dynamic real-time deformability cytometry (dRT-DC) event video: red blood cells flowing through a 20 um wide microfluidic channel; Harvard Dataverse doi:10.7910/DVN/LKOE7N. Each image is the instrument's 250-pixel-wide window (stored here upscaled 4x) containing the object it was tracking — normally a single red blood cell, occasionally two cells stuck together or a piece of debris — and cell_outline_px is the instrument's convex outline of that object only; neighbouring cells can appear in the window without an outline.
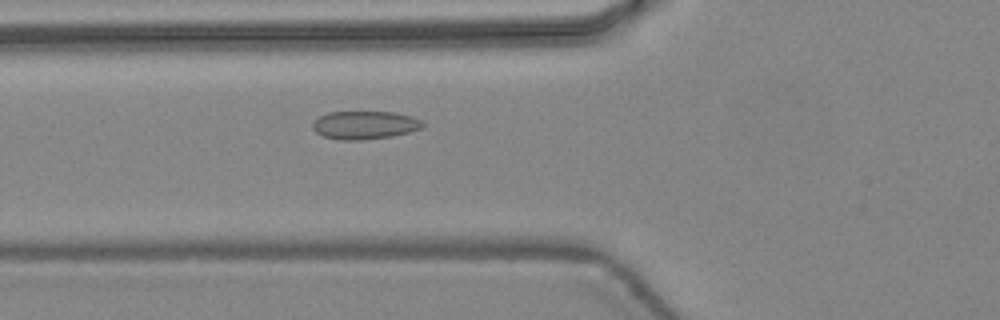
{"species": "common noctule bat (a hibernating species)", "species_latin": "Nyctalus noctula", "temperature_condition": "warm", "stored_images_in_passage": 43, "camera_frame_rate_fps": 3000, "um_per_image_px": 0.085, "animal": {"sex": "female", "body_mass_g": 24.6, "forearm_length_mm": 56.2}, "frame": {"image": 1, "passage_image": 14, "time_ms": 4.333, "image_size_px": [1000, 320], "cell_outline_px": [[424, 124], [420, 128], [408, 132], [392, 136], [360, 140], [340, 140], [324, 136], [316, 132], [312, 128], [312, 124], [320, 116], [328, 112], [396, 112], [412, 116], [420, 120]], "centroid_in_image_um": [30.99, 10.62], "position_along_channel_um": 94.8, "area_um2": 17.92}}
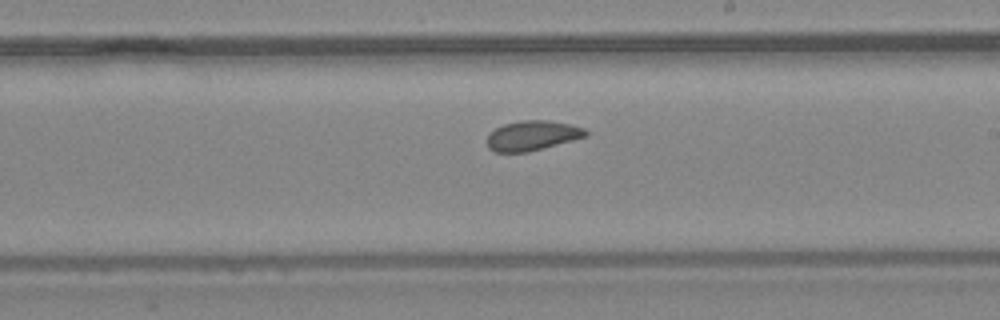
{"frame": {"image": 2, "passage_image": 24, "time_ms": 7.667, "image_size_px": [1000, 320], "cell_outline_px": [[588, 136], [528, 152], [496, 152], [488, 148], [488, 132], [504, 124], [520, 120], [548, 120], [568, 124], [584, 128], [588, 132]], "centroid_in_image_um": [45.24, 11.52], "position_along_channel_um": 243.8, "area_um2": 17.11}}
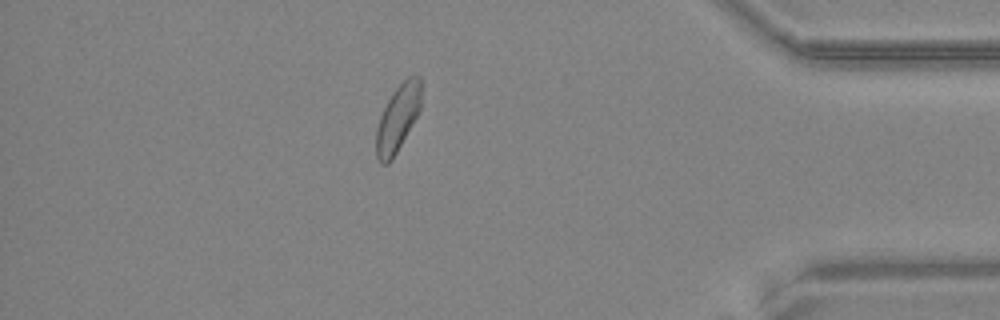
{"frame": {"image": 3, "passage_image": 37, "time_ms": 12.0, "image_size_px": [1000, 320], "cell_outline_px": [[420, 108], [416, 116], [392, 160], [388, 164], [380, 164], [376, 156], [376, 128], [380, 116], [392, 92], [408, 76], [420, 76]], "centroid_in_image_um": [33.77, 10.07], "position_along_channel_um": 401.4, "area_um2": 17.11}, "authors_computed_cell_mechanics": {"area_um2": 17.918, "velocity_mm_per_s": 4.4628, "shape_relaxation_time_tau1_ms": null, "shape_relaxation_time_tau2_ms": 2.1813, "deformation_change_tau1": null, "deformation_change_tau2": 0.0779}}